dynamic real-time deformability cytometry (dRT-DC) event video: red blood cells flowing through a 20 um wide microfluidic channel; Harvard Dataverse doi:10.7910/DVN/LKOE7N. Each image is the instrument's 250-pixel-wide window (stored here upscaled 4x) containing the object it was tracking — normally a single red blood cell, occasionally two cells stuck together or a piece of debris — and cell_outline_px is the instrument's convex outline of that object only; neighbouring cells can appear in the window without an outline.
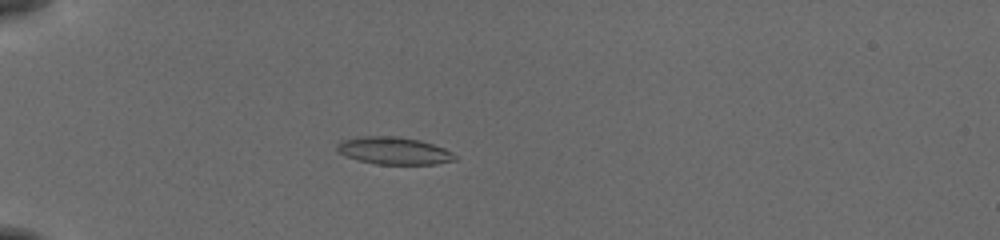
{"species": "common noctule bat (a hibernating species)", "species_latin": "Nyctalus noctula", "temperature_condition": "cold", "stored_images_in_passage": 56, "camera_frame_rate_fps": 3000, "um_per_image_px": 0.085, "animal": {"sex": "female", "body_mass_g": 19.5, "forearm_length_mm": 54.1}, "frame": {"image": 1, "passage_image": 18, "time_ms": 5.667, "image_size_px": [1000, 240], "cell_outline_px": [[460, 156], [456, 160], [436, 164], [376, 164], [356, 160], [344, 156], [336, 152], [336, 144], [340, 140], [364, 136], [400, 136], [420, 140], [444, 148]], "centroid_in_image_um": [33.46, 12.81], "position_along_channel_um": 51.5, "area_um2": 19.19}}
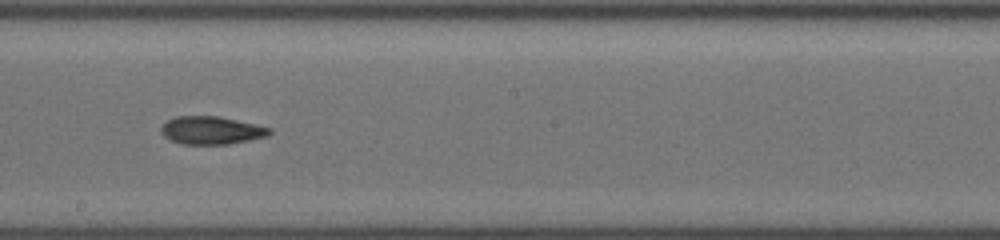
{"frame": {"image": 2, "passage_image": 34, "time_ms": 11.0, "image_size_px": [1000, 240], "cell_outline_px": [[272, 132], [268, 136], [228, 144], [180, 144], [164, 136], [160, 132], [160, 128], [168, 120], [176, 116], [216, 116], [256, 124], [272, 128]], "centroid_in_image_um": [17.97, 11.08], "position_along_channel_um": 230.2, "area_um2": 17.57}}
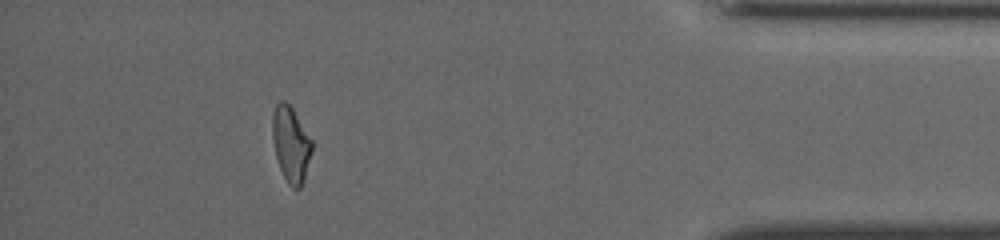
{"frame": {"image": 3, "passage_image": 51, "time_ms": 16.667, "image_size_px": [1000, 240], "cell_outline_px": [[312, 152], [300, 188], [292, 188], [288, 184], [280, 168], [276, 156], [272, 136], [272, 116], [276, 104], [280, 100], [284, 100], [292, 108], [312, 140]], "centroid_in_image_um": [24.71, 12.24], "position_along_channel_um": 410.5, "area_um2": 17.11}, "authors_computed_cell_mechanics": {"area_um2": 18.1492, "velocity_mm_per_s": 3.868, "shape_relaxation_time_tau1_ms": 6.8972, "shape_relaxation_time_tau2_ms": 4.0571, "deformation_change_tau1": 0.1783, "deformation_change_tau2": 0.1238}}